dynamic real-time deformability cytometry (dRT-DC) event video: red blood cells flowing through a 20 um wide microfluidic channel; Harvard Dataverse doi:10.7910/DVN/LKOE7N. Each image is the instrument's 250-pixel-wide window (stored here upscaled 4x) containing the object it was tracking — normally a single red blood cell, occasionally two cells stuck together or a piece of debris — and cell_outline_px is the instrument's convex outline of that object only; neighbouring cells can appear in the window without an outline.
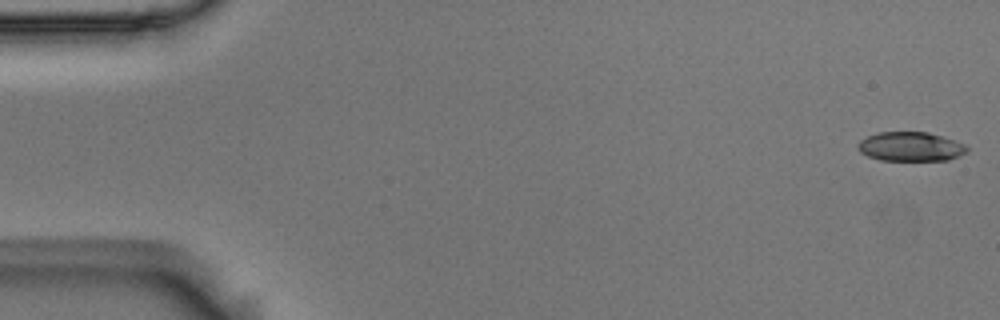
{"species": "Egyptian fruit bat (a non-hibernating species)", "species_latin": "Rousettus aegyptiacus", "temperature_condition": "room temperature", "stored_images_in_passage": 54, "camera_frame_rate_fps": 3000, "um_per_image_px": 0.085, "animal": {"sex": "male"}, "frame": {"image": 1, "passage_image": 1, "time_ms": 0.0, "image_size_px": [1000, 320], "cell_outline_px": [[968, 152], [960, 156], [948, 160], [880, 160], [868, 156], [860, 152], [856, 148], [856, 144], [860, 140], [868, 136], [880, 132], [928, 132], [964, 144], [968, 148]], "centroid_in_image_um": [77.38, 12.47], "position_along_channel_um": 7.6, "area_um2": 18.55}}
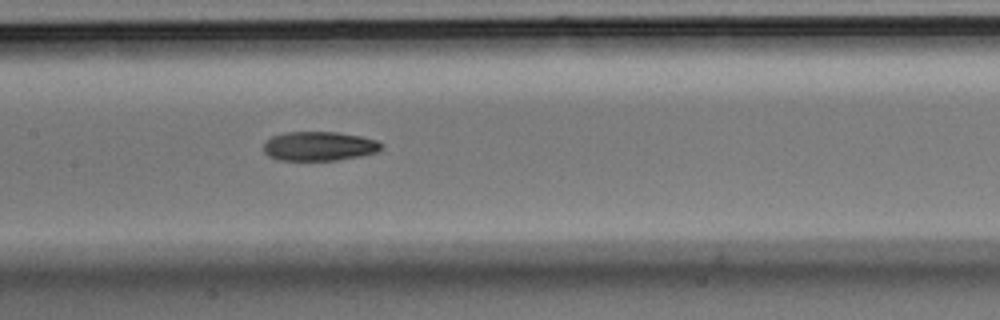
{"frame": {"image": 2, "passage_image": 26, "time_ms": 8.333, "image_size_px": [1000, 320], "cell_outline_px": [[384, 148], [376, 152], [360, 156], [336, 160], [276, 160], [268, 156], [264, 152], [264, 144], [272, 136], [284, 132], [336, 132], [360, 136], [376, 140], [384, 144]], "centroid_in_image_um": [27.13, 12.42], "position_along_channel_um": 180.3, "area_um2": 20.11}}
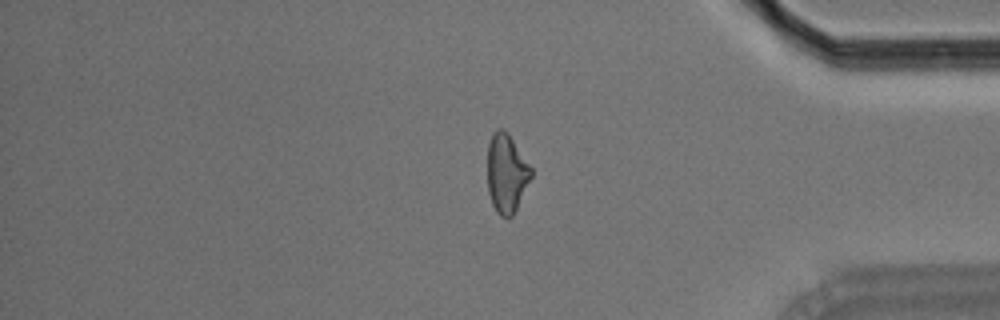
{"frame": {"image": 3, "passage_image": 45, "time_ms": 14.667, "image_size_px": [1000, 320], "cell_outline_px": [[532, 176], [512, 216], [500, 216], [496, 212], [492, 204], [488, 192], [488, 144], [492, 132], [496, 128], [504, 128], [508, 132], [532, 168]], "centroid_in_image_um": [43.04, 14.68], "position_along_channel_um": 392.2, "area_um2": 20.06}, "authors_computed_cell_mechanics": {"area_um2": 20.1722, "velocity_mm_per_s": 3.7183, "shape_relaxation_time_tau1_ms": 4.7729, "shape_relaxation_time_tau2_ms": 6.8325, "deformation_change_tau1": 0.1682, "deformation_change_tau2": 0.1606}}